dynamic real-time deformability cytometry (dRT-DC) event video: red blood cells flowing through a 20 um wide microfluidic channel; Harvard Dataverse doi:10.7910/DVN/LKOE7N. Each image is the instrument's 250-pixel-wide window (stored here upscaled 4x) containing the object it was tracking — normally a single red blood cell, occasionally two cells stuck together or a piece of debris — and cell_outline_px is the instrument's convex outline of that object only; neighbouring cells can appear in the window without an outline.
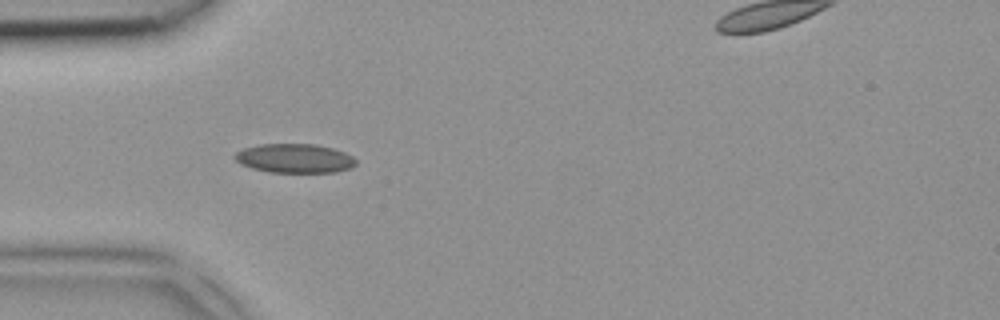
{"species": "common noctule bat (a hibernating species)", "species_latin": "Nyctalus noctula", "temperature_condition": "room temperature", "stored_images_in_passage": 3, "camera_frame_rate_fps": 3000, "um_per_image_px": 0.085, "animal": {"sex": "female", "body_mass_g": 18.4}, "frame": {"image": 1, "passage_image": 1, "time_ms": 0.0, "image_size_px": [1000, 320], "cell_outline_px": [[356, 164], [352, 168], [336, 172], [268, 172], [252, 168], [240, 164], [232, 156], [236, 152], [244, 148], [260, 144], [312, 144], [332, 148], [344, 152], [352, 156], [356, 160]], "centroid_in_image_um": [25.03, 13.46], "position_along_channel_um": 60.0, "area_um2": 20.58}}